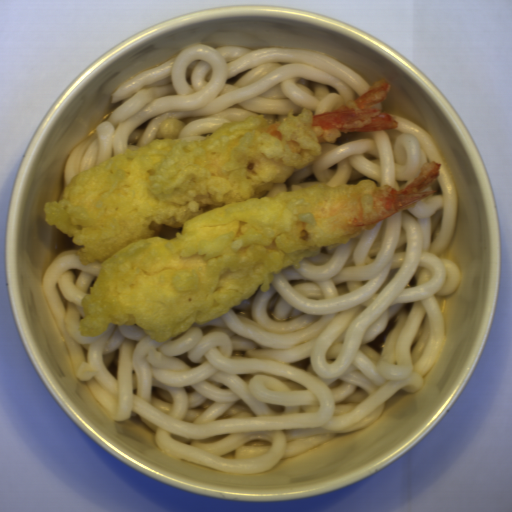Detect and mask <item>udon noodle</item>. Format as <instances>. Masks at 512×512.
Wrapping results in <instances>:
<instances>
[{"mask_svg":"<svg viewBox=\"0 0 512 512\" xmlns=\"http://www.w3.org/2000/svg\"><path fill=\"white\" fill-rule=\"evenodd\" d=\"M386 114L398 127L320 142L316 160L258 197L361 179L399 191L428 162L441 167L424 191L437 192L271 273L267 291L259 286L250 300L166 342L113 323L83 336L81 300L101 262L83 266L81 245L55 255L42 278L46 301L78 381L109 417H139L159 450L181 460L258 474L373 423L398 392L424 388L445 344L437 297L461 285L460 268L442 255L458 194L431 133Z\"/></svg>","mask_w":512,"mask_h":512,"instance_id":"obj_1","label":"udon noodle"},{"mask_svg":"<svg viewBox=\"0 0 512 512\" xmlns=\"http://www.w3.org/2000/svg\"><path fill=\"white\" fill-rule=\"evenodd\" d=\"M370 86L353 68L312 49L190 44L116 88L113 113L69 153L58 201L72 176L127 149L156 139H203L250 115H264L270 125L291 110L325 113Z\"/></svg>","mask_w":512,"mask_h":512,"instance_id":"obj_2","label":"udon noodle"},{"mask_svg":"<svg viewBox=\"0 0 512 512\" xmlns=\"http://www.w3.org/2000/svg\"><path fill=\"white\" fill-rule=\"evenodd\" d=\"M371 108L379 109L382 112V110H383V103L379 102V103H377L376 105H374Z\"/></svg>","mask_w":512,"mask_h":512,"instance_id":"obj_3","label":"udon noodle"}]
</instances>
